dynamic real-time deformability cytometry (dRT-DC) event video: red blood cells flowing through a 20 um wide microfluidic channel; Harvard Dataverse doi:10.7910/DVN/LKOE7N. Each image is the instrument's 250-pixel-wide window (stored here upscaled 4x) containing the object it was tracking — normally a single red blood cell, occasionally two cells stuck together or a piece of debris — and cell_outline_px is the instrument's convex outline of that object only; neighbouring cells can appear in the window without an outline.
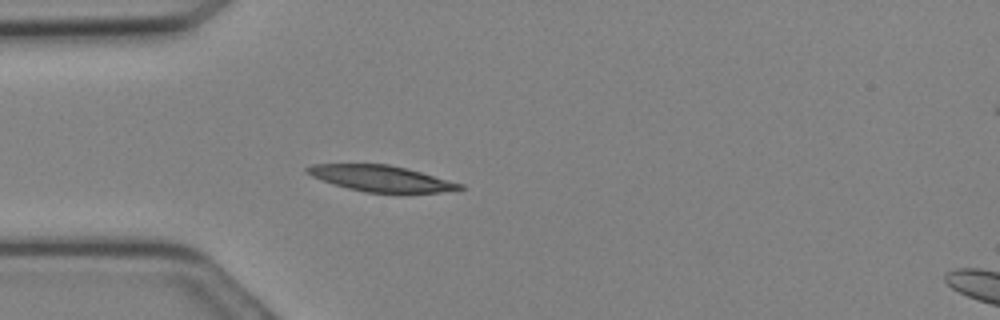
{"species": "Egyptian fruit bat (a non-hibernating species)", "species_latin": "Rousettus aegyptiacus", "temperature_condition": "cold", "stored_images_in_passage": 9, "camera_frame_rate_fps": 3000, "um_per_image_px": 0.085, "animal": {"sex": "female"}, "frame": {"image": 1, "passage_image": 1, "time_ms": 0.0, "image_size_px": [1000, 320], "cell_outline_px": [[464, 188], [440, 192], [364, 192], [332, 184], [312, 176], [304, 172], [304, 168], [312, 164], [388, 164], [420, 172], [464, 184]], "centroid_in_image_um": [32.32, 15.16], "position_along_channel_um": 52.7, "area_um2": 22.83}}
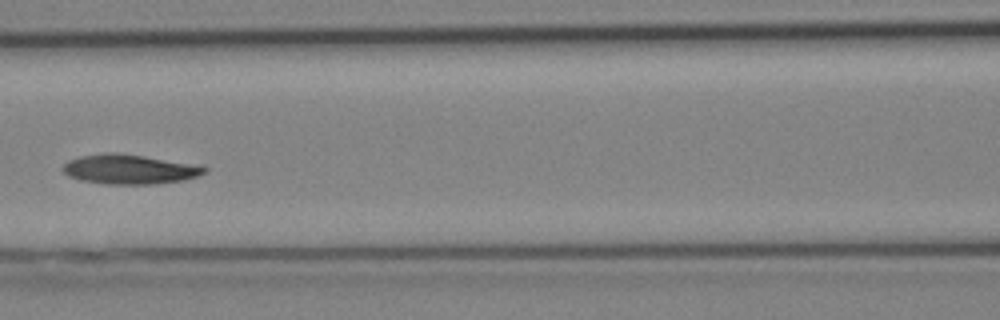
{"frame": {"image": 2, "passage_image": 6, "time_ms": 1.667, "image_size_px": [1000, 320], "cell_outline_px": [[208, 168], [200, 176], [180, 180], [152, 184], [104, 184], [84, 180], [68, 176], [60, 168], [68, 160], [80, 156], [104, 152], [120, 152], [204, 164]], "centroid_in_image_um": [11.06, 14.36], "position_along_channel_um": 155.5, "area_um2": 24.97}}
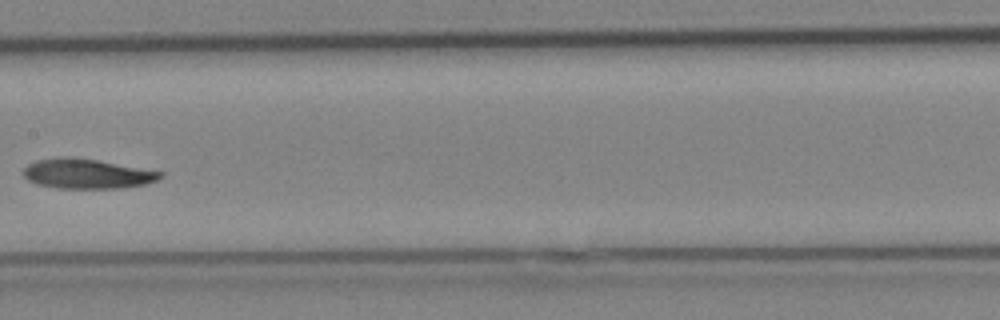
{"frame": {"image": 3, "passage_image": 8, "time_ms": 2.333, "image_size_px": [1000, 320], "cell_outline_px": [[164, 176], [156, 180], [144, 184], [116, 188], [56, 188], [36, 184], [28, 180], [24, 176], [24, 168], [28, 164], [36, 160], [56, 156], [72, 156], [96, 160], [164, 172]], "centroid_in_image_um": [7.35, 14.75], "position_along_channel_um": 200.1, "area_um2": 23.76}}